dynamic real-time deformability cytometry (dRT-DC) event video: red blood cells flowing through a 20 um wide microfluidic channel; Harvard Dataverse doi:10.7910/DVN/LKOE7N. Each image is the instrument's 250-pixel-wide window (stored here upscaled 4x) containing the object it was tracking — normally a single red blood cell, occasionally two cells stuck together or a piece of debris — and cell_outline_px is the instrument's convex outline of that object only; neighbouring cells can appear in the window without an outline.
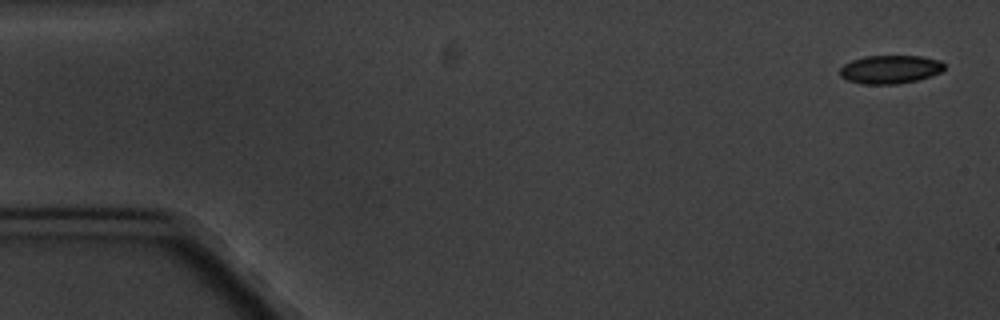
{"species": "common noctule bat (a hibernating species)", "species_latin": "Nyctalus noctula", "temperature_condition": "cold", "stored_images_in_passage": 12, "camera_frame_rate_fps": 3000, "um_per_image_px": 0.085, "animal": {"sex": "male", "body_mass_g": 20.1, "forearm_length_mm": 53.5}, "frame": {"image": 1, "passage_image": 1, "time_ms": 0.0, "image_size_px": [1000, 320], "cell_outline_px": [[944, 68], [940, 72], [932, 76], [916, 80], [896, 84], [860, 84], [848, 80], [840, 76], [840, 68], [844, 64], [852, 60], [864, 56], [920, 56], [940, 60], [944, 64]], "centroid_in_image_um": [75.65, 5.9], "position_along_channel_um": 9.3, "area_um2": 17.28}}
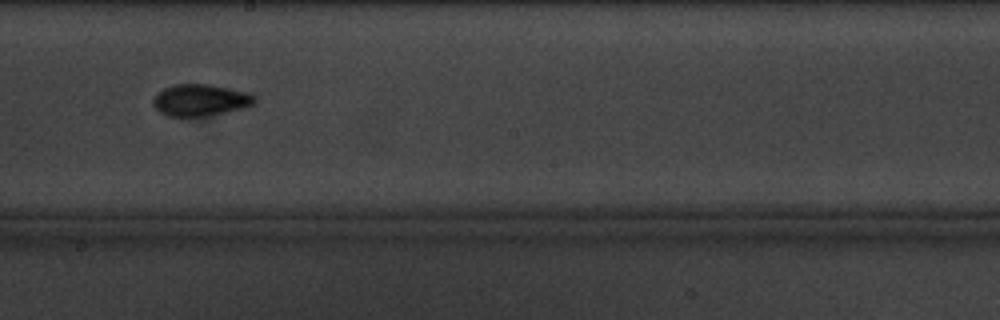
{"frame": {"image": 2, "passage_image": 9, "time_ms": 10.333, "image_size_px": [1000, 320], "cell_outline_px": [[256, 100], [252, 104], [240, 108], [224, 112], [200, 116], [168, 116], [160, 112], [156, 108], [152, 100], [156, 92], [172, 84], [212, 84], [248, 92], [256, 96]], "centroid_in_image_um": [17.0, 8.48], "position_along_channel_um": 231.2, "area_um2": 18.67}}
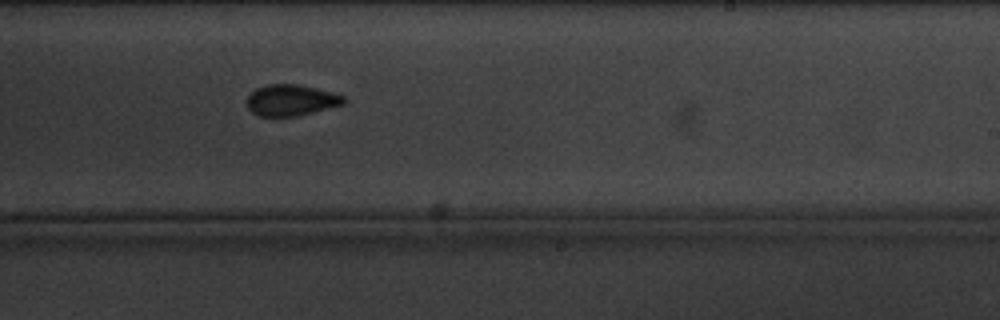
{"frame": {"image": 3, "passage_image": 10, "time_ms": 11.333, "image_size_px": [1000, 320], "cell_outline_px": [[348, 100], [344, 104], [296, 116], [260, 116], [252, 112], [248, 108], [248, 96], [256, 88], [268, 84], [296, 84], [316, 88], [332, 92], [344, 96]], "centroid_in_image_um": [24.76, 8.51], "position_along_channel_um": 264.2, "area_um2": 17.46}}